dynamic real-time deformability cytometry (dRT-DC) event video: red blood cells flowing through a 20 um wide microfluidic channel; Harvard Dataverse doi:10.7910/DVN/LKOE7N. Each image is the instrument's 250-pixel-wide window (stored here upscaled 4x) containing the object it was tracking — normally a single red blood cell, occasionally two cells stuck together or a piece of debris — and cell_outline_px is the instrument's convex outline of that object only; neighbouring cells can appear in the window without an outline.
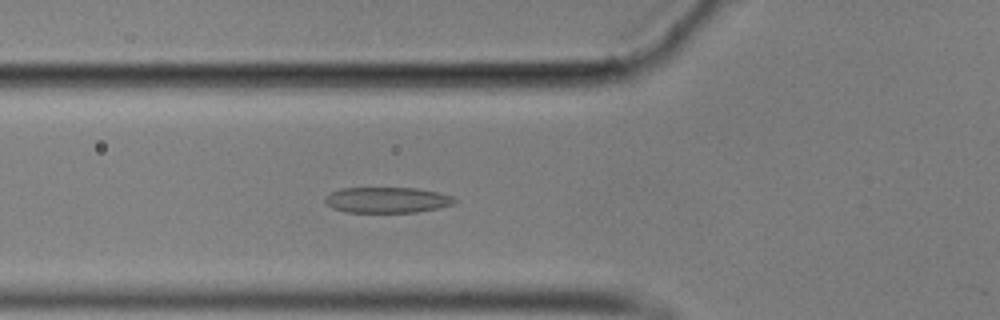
{"species": "common noctule bat (a hibernating species)", "species_latin": "Nyctalus noctula", "temperature_condition": "cold", "stored_images_in_passage": 55, "camera_frame_rate_fps": 3000, "um_per_image_px": 0.085, "animal": {"sex": "male", "body_mass_g": 17.9}, "frame": {"image": 1, "passage_image": 19, "time_ms": 6.0, "image_size_px": [1000, 320], "cell_outline_px": [[456, 200], [452, 204], [440, 208], [416, 212], [344, 212], [332, 208], [324, 200], [324, 196], [328, 192], [340, 188], [416, 188], [440, 192], [452, 196]], "centroid_in_image_um": [32.87, 16.99], "position_along_channel_um": 92.9, "area_um2": 19.59}}
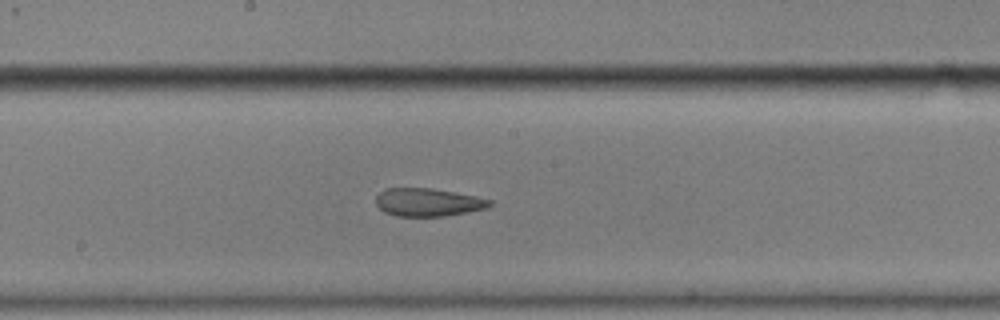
{"frame": {"image": 2, "passage_image": 29, "time_ms": 9.333, "image_size_px": [1000, 320], "cell_outline_px": [[492, 204], [488, 208], [468, 212], [444, 216], [396, 216], [384, 212], [376, 204], [376, 196], [384, 188], [432, 188], [476, 196], [492, 200]], "centroid_in_image_um": [36.38, 17.19], "position_along_channel_um": 211.8, "area_um2": 18.67}}
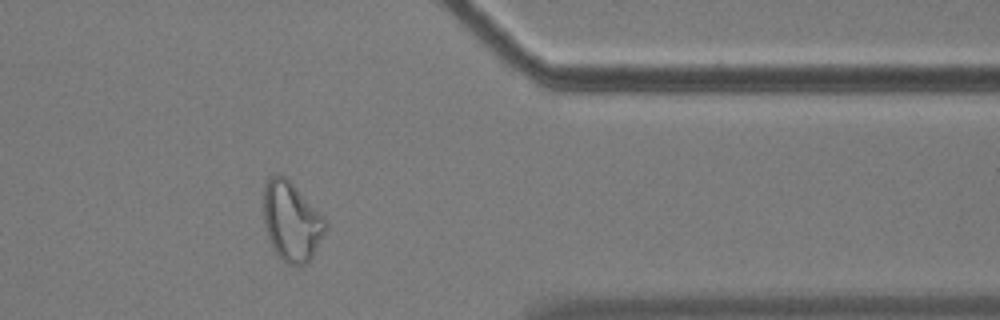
{"frame": {"image": 3, "passage_image": 45, "time_ms": 14.667, "image_size_px": [1000, 320], "cell_outline_px": [[328, 224], [312, 256], [304, 264], [288, 264], [276, 252], [268, 236], [264, 224], [264, 184], [276, 172], [284, 176], [324, 216]], "centroid_in_image_um": [24.77, 18.78], "position_along_channel_um": 386.6, "area_um2": 27.92}, "authors_computed_cell_mechanics": {"area_um2": 21.4438, "velocity_mm_per_s": 3.5452, "shape_relaxation_time_tau1_ms": null, "shape_relaxation_time_tau2_ms": 2.8247, "deformation_change_tau1": null, "deformation_change_tau2": 0.1124}}